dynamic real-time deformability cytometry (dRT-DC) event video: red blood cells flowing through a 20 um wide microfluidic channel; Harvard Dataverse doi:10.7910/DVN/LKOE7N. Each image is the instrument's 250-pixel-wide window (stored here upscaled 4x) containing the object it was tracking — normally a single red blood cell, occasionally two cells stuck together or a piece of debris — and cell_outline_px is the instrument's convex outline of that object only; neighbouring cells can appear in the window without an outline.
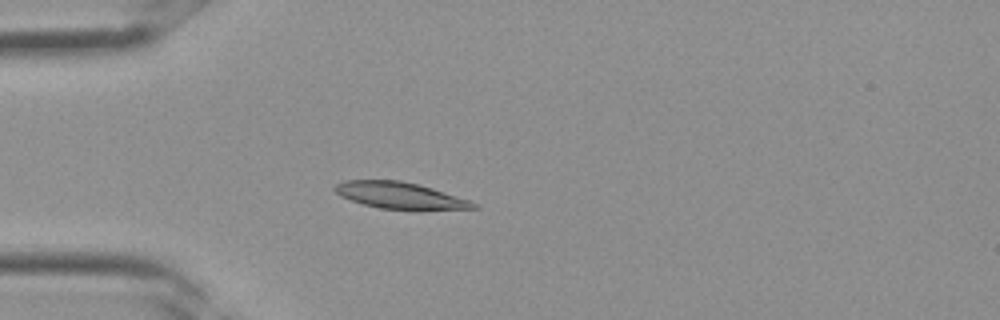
{"species": "Egyptian fruit bat (a non-hibernating species)", "species_latin": "Rousettus aegyptiacus", "temperature_condition": "room temperature", "stored_images_in_passage": 31, "camera_frame_rate_fps": 3000, "um_per_image_px": 0.085, "frame": {"image": 1, "passage_image": 6, "time_ms": 1.667, "image_size_px": [1000, 320], "cell_outline_px": [[480, 208], [420, 212], [380, 208], [364, 204], [340, 196], [332, 188], [336, 184], [344, 180], [400, 180], [420, 184], [472, 200]], "centroid_in_image_um": [34.11, 16.65], "position_along_channel_um": 50.9, "area_um2": 22.37}}
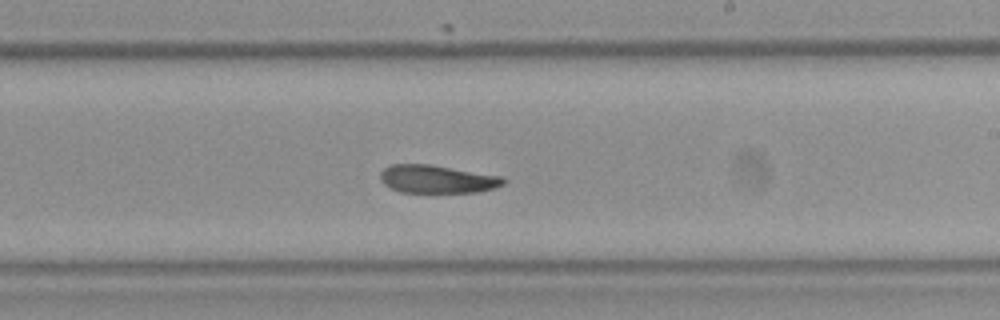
{"frame": {"image": 2, "passage_image": 17, "time_ms": 5.333, "image_size_px": [1000, 320], "cell_outline_px": [[508, 180], [504, 184], [492, 188], [476, 192], [400, 192], [384, 184], [380, 180], [380, 172], [384, 168], [392, 164], [428, 164], [504, 176]], "centroid_in_image_um": [37.17, 15.22], "position_along_channel_um": 251.8, "area_um2": 20.11}}
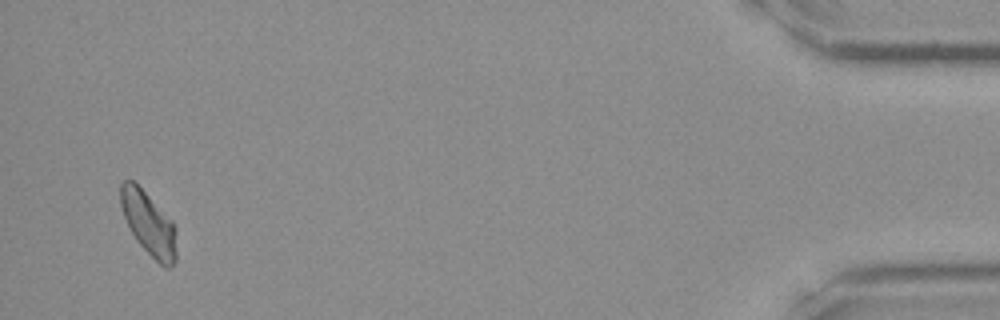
{"frame": {"image": 3, "passage_image": 30, "time_ms": 9.667, "image_size_px": [1000, 320], "cell_outline_px": [[176, 260], [172, 268], [164, 268], [136, 240], [124, 216], [120, 204], [120, 184], [124, 180], [136, 180], [172, 220], [176, 228]], "centroid_in_image_um": [12.66, 18.96], "position_along_channel_um": 422.5, "area_um2": 20.98}}